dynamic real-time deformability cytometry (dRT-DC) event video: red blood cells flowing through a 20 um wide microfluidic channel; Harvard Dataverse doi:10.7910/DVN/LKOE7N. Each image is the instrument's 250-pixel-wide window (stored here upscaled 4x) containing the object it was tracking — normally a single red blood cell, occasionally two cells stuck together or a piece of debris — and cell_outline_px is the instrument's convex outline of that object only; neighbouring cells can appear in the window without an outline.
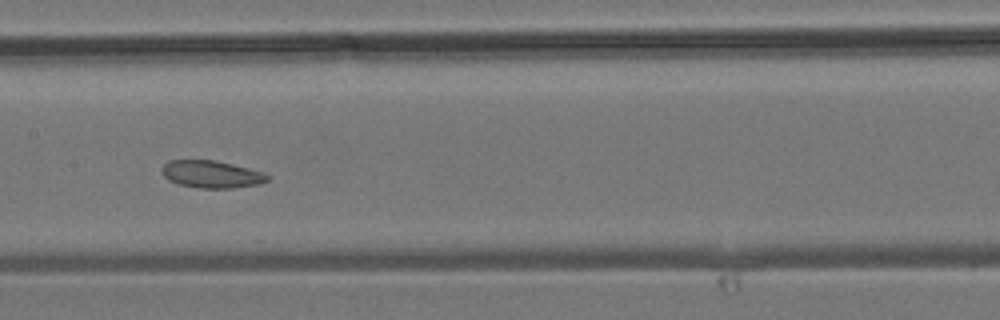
{"species": "common noctule bat (a hibernating species)", "species_latin": "Nyctalus noctula", "temperature_condition": "room temperature", "stored_images_in_passage": 41, "camera_frame_rate_fps": 3000, "um_per_image_px": 0.085, "animal": {"sex": "male", "body_mass_g": 19.2, "forearm_length_mm": 51.8}, "frame": {"image": 1, "passage_image": 18, "time_ms": 5.667, "image_size_px": [1000, 320], "cell_outline_px": [[272, 176], [268, 180], [260, 184], [232, 188], [200, 188], [180, 184], [168, 180], [164, 176], [160, 168], [168, 160], [212, 160], [248, 168], [264, 172]], "centroid_in_image_um": [17.99, 14.81], "position_along_channel_um": 189.4, "area_um2": 16.82}}